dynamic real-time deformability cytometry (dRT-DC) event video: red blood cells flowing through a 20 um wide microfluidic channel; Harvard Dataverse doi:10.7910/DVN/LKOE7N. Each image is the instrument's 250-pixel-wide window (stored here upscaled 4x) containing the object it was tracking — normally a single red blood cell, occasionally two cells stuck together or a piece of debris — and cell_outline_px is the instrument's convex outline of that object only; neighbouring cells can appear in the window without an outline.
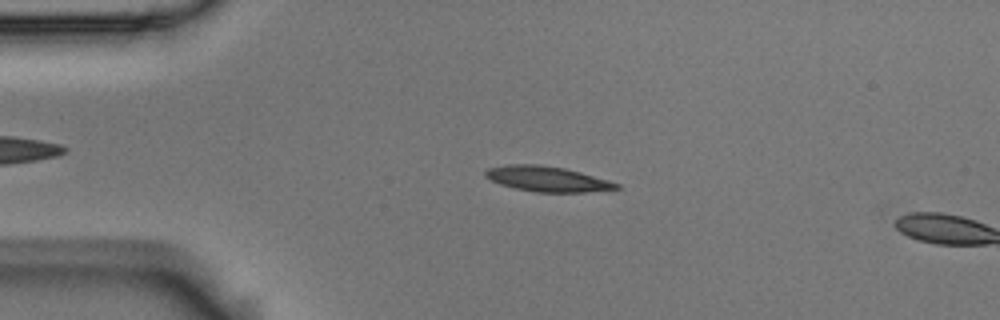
{"species": "Egyptian fruit bat (a non-hibernating species)", "species_latin": "Rousettus aegyptiacus", "temperature_condition": "room temperature", "stored_images_in_passage": 4, "camera_frame_rate_fps": 3000, "um_per_image_px": 0.085, "animal": {"sex": "male"}, "frame": {"image": 1, "passage_image": 3, "time_ms": 0.667, "image_size_px": [1000, 320], "cell_outline_px": [[620, 188], [584, 192], [536, 192], [516, 188], [500, 184], [484, 176], [484, 172], [488, 168], [508, 164], [540, 164], [564, 168], [580, 172], [608, 180], [620, 184]], "centroid_in_image_um": [46.49, 15.2], "position_along_channel_um": 38.5, "area_um2": 19.13}}